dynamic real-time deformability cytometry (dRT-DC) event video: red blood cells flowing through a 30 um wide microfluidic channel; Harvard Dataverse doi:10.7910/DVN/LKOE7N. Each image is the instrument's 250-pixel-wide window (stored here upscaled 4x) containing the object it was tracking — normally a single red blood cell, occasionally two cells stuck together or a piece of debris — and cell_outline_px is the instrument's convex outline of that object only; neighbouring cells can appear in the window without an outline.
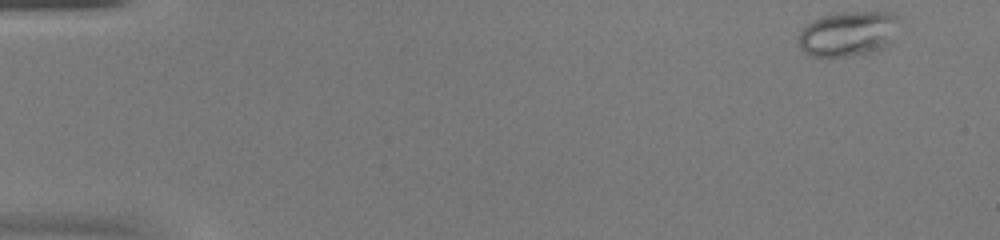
{"species": "common noctule bat (a hibernating species)", "species_latin": "Nyctalus noctula", "temperature_condition": "warm", "stored_images_in_passage": 51, "camera_frame_rate_fps": 3000, "um_per_image_px": 0.085, "animal": {"sex": "female", "body_mass_g": 20.0, "forearm_length_mm": 54.0}, "frame": {"image": 1, "passage_image": 1, "time_ms": 0.0, "image_size_px": [1000, 240], "cell_outline_px": [[900, 16], [892, 44], [884, 48], [864, 56], [812, 56], [804, 52], [796, 44], [796, 40], [800, 32], [812, 20], [824, 16], [844, 12], [892, 12]], "centroid_in_image_um": [72.13, 2.89], "position_along_channel_um": 12.9, "area_um2": 26.99}}
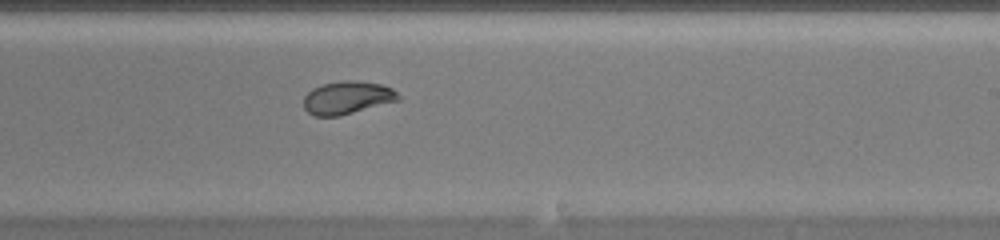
{"frame": {"image": 2, "passage_image": 31, "time_ms": 10.0, "image_size_px": [1000, 240], "cell_outline_px": [[400, 100], [340, 116], [316, 116], [308, 112], [304, 108], [304, 96], [312, 88], [324, 84], [344, 80], [352, 80], [380, 84], [392, 88], [400, 96]], "centroid_in_image_um": [29.52, 8.31], "position_along_channel_um": 259.5, "area_um2": 18.09}}
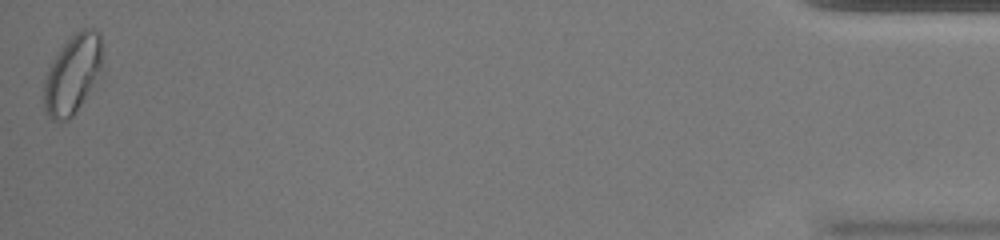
{"frame": {"image": 3, "passage_image": 51, "time_ms": 16.667, "image_size_px": [1000, 240], "cell_outline_px": [[104, 68], [72, 116], [68, 120], [52, 120], [44, 112], [44, 80], [48, 68], [64, 40], [80, 28], [92, 28], [100, 32]], "centroid_in_image_um": [6.18, 6.24], "position_along_channel_um": 429.0, "area_um2": 27.34}, "authors_computed_cell_mechanics": {"area_um2": 20.9236, "velocity_mm_per_s": 3.8718, "shape_relaxation_time_tau1_ms": 4.6159, "shape_relaxation_time_tau2_ms": 0.896, "deformation_change_tau1": 0.1284, "deformation_change_tau2": 0.0293}}